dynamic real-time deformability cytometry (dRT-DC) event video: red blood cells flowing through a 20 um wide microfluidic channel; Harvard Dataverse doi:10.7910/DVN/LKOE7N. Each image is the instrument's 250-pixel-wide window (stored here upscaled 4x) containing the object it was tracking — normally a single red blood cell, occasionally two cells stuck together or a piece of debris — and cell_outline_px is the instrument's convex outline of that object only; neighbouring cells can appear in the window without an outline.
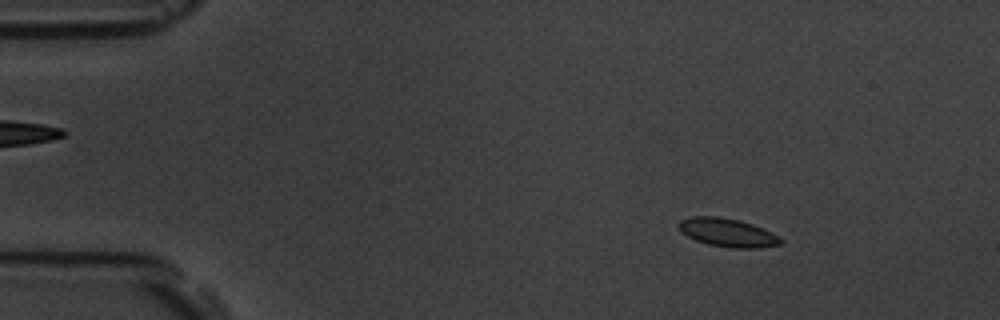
{"species": "common noctule bat (a hibernating species)", "species_latin": "Nyctalus noctula", "temperature_condition": "room temperature", "stored_images_in_passage": 8, "camera_frame_rate_fps": 3000, "um_per_image_px": 0.085, "animal": {"sex": "male", "body_mass_g": 19.5, "forearm_length_mm": 54.6}, "frame": {"image": 1, "passage_image": 2, "time_ms": 1.333, "image_size_px": [1000, 320], "cell_outline_px": [[784, 244], [756, 248], [732, 248], [708, 244], [696, 240], [688, 236], [676, 224], [680, 220], [692, 216], [720, 216], [740, 220], [752, 224], [784, 240]], "centroid_in_image_um": [61.83, 19.76], "position_along_channel_um": 23.2, "area_um2": 16.7}}
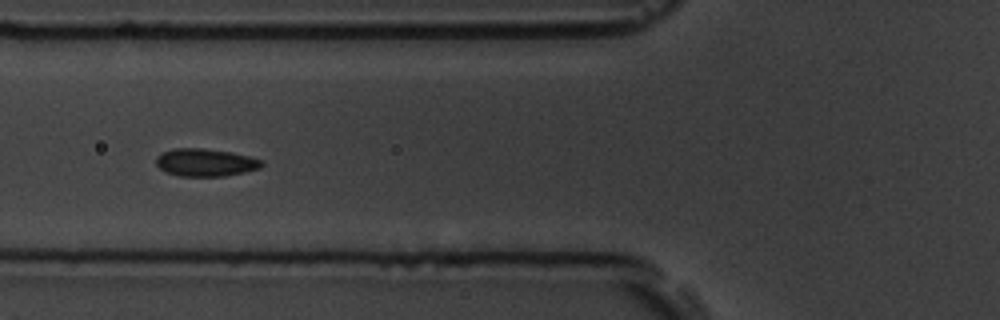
{"frame": {"image": 2, "passage_image": 6, "time_ms": 6.0, "image_size_px": [1000, 320], "cell_outline_px": [[264, 164], [260, 168], [244, 172], [224, 176], [180, 176], [168, 172], [160, 168], [156, 164], [156, 156], [172, 148], [200, 148], [232, 152], [264, 160]], "centroid_in_image_um": [17.49, 13.8], "position_along_channel_um": 108.3, "area_um2": 16.99}}
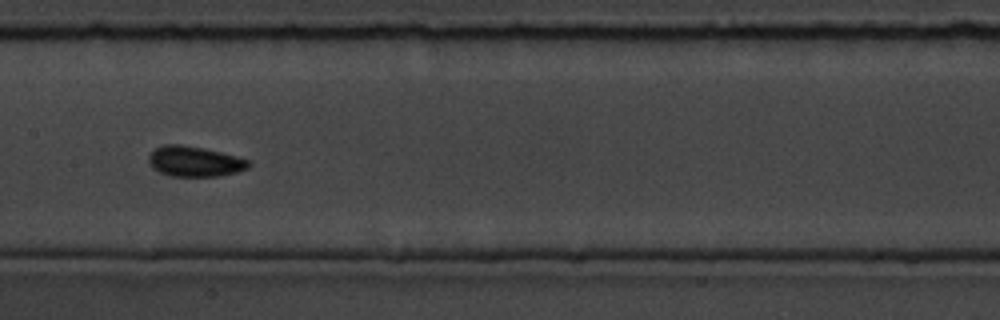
{"frame": {"image": 3, "passage_image": 8, "time_ms": 8.333, "image_size_px": [1000, 320], "cell_outline_px": [[252, 164], [248, 168], [236, 172], [220, 176], [172, 176], [160, 172], [152, 168], [148, 160], [148, 156], [156, 148], [164, 144], [180, 144], [220, 152], [236, 156], [248, 160]], "centroid_in_image_um": [16.54, 13.73], "position_along_channel_um": 190.9, "area_um2": 17.51}}